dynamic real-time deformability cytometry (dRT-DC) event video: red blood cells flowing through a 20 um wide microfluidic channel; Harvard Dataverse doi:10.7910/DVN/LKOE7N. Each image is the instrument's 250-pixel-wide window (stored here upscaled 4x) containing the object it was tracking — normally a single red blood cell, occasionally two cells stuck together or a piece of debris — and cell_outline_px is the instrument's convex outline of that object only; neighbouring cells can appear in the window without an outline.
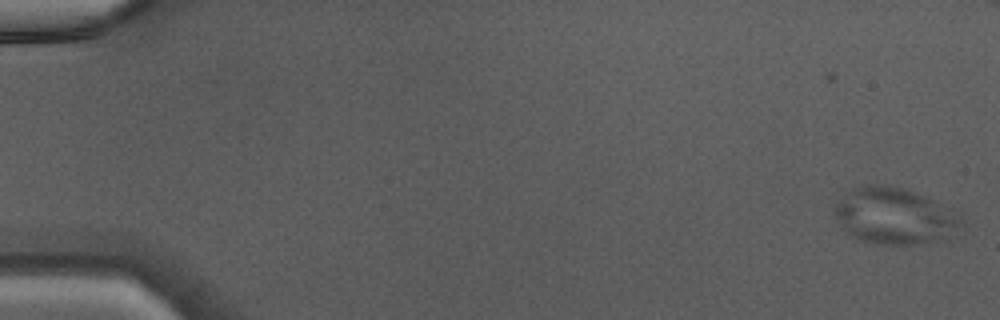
{"species": "Egyptian fruit bat (a non-hibernating species)", "species_latin": "Rousettus aegyptiacus", "temperature_condition": "warm", "stored_images_in_passage": 48, "camera_frame_rate_fps": 3000, "um_per_image_px": 0.085, "animal": {"sex": "male"}, "frame": {"image": 1, "passage_image": 1, "time_ms": 0.0, "image_size_px": [1000, 320], "cell_outline_px": [[964, 232], [948, 240], [916, 244], [876, 244], [856, 240], [844, 232], [840, 228], [832, 212], [832, 208], [844, 192], [852, 188], [864, 184], [880, 184], [904, 188], [916, 192], [964, 212]], "centroid_in_image_um": [76.13, 18.38], "position_along_channel_um": 8.9, "area_um2": 44.04}}
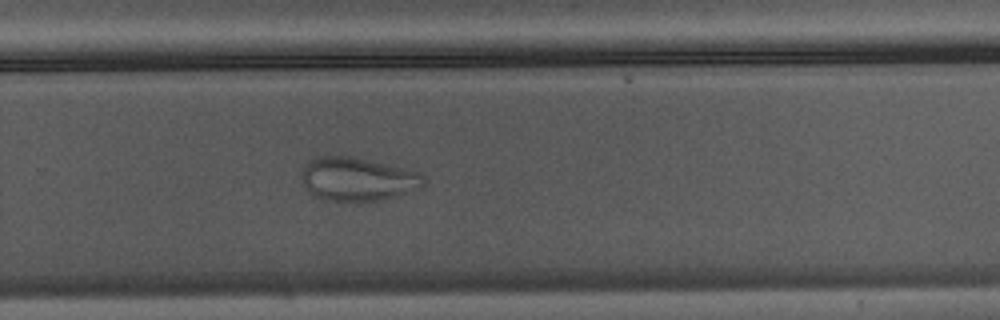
{"frame": {"image": 2, "passage_image": 32, "time_ms": 10.333, "image_size_px": [1000, 320], "cell_outline_px": [[428, 180], [424, 188], [380, 200], [336, 204], [324, 200], [316, 196], [304, 184], [300, 176], [308, 160], [316, 156], [352, 156], [404, 168], [420, 172]], "centroid_in_image_um": [30.43, 15.25], "position_along_channel_um": 299.4, "area_um2": 31.73}}
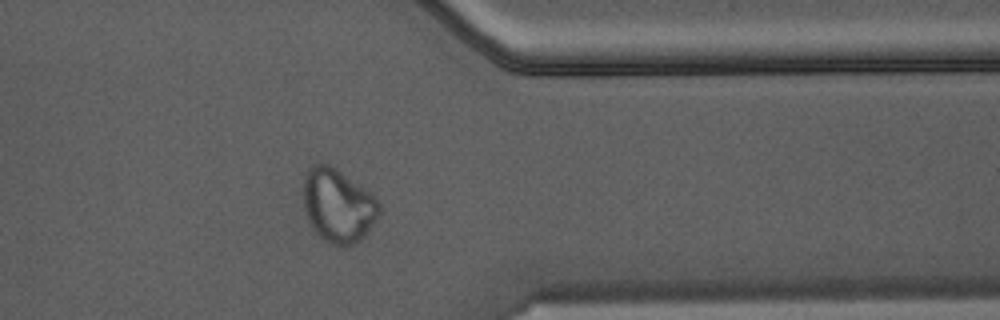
{"frame": {"image": 3, "passage_image": 38, "time_ms": 12.333, "image_size_px": [1000, 320], "cell_outline_px": [[380, 212], [364, 236], [360, 240], [344, 248], [340, 248], [328, 244], [312, 228], [308, 220], [304, 208], [300, 192], [300, 188], [304, 176], [308, 168], [316, 164], [328, 164], [336, 168], [376, 196], [380, 204]], "centroid_in_image_um": [28.68, 17.48], "position_along_channel_um": 382.7, "area_um2": 33.18}}